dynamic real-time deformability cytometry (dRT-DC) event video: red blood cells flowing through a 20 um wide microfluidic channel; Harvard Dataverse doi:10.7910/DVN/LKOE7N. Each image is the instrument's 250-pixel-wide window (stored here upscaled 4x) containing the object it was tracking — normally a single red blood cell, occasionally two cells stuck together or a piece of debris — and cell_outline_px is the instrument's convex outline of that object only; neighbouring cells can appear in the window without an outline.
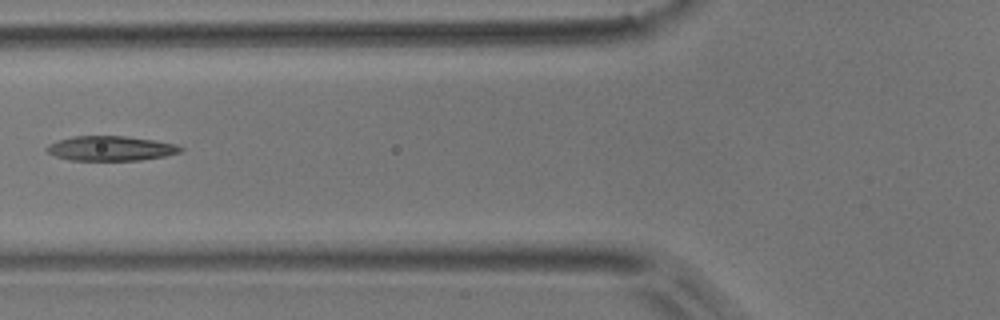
{"species": "common noctule bat (a hibernating species)", "species_latin": "Nyctalus noctula", "temperature_condition": "room temperature", "stored_images_in_passage": 7, "camera_frame_rate_fps": 3000, "um_per_image_px": 0.085, "animal": {"sex": "male", "body_mass_g": 17.9}, "frame": {"image": 1, "passage_image": 6, "time_ms": 1.667, "image_size_px": [1000, 320], "cell_outline_px": [[184, 148], [180, 152], [164, 156], [140, 160], [68, 160], [56, 156], [48, 152], [44, 148], [48, 144], [72, 136], [124, 136], [156, 140], [176, 144]], "centroid_in_image_um": [9.41, 12.61], "position_along_channel_um": 116.4, "area_um2": 19.25}}
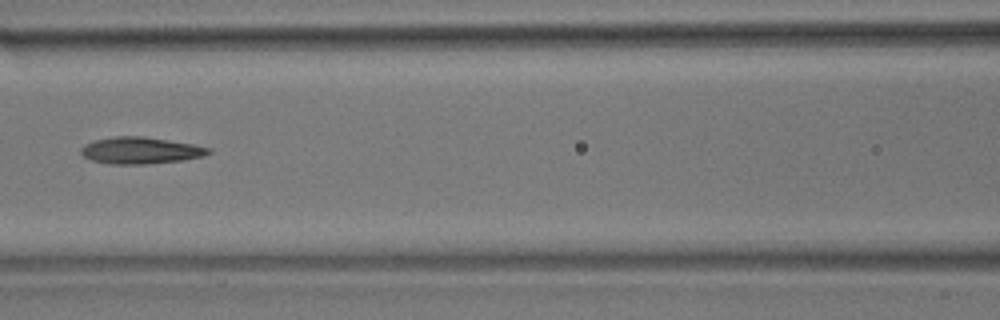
{"frame": {"image": 2, "passage_image": 7, "time_ms": 2.0, "image_size_px": [1000, 320], "cell_outline_px": [[212, 152], [204, 156], [184, 160], [148, 164], [108, 164], [92, 160], [84, 156], [80, 152], [80, 148], [84, 144], [96, 140], [116, 136], [144, 136], [192, 144], [212, 148]], "centroid_in_image_um": [11.96, 12.79], "position_along_channel_um": 154.6, "area_um2": 19.94}}